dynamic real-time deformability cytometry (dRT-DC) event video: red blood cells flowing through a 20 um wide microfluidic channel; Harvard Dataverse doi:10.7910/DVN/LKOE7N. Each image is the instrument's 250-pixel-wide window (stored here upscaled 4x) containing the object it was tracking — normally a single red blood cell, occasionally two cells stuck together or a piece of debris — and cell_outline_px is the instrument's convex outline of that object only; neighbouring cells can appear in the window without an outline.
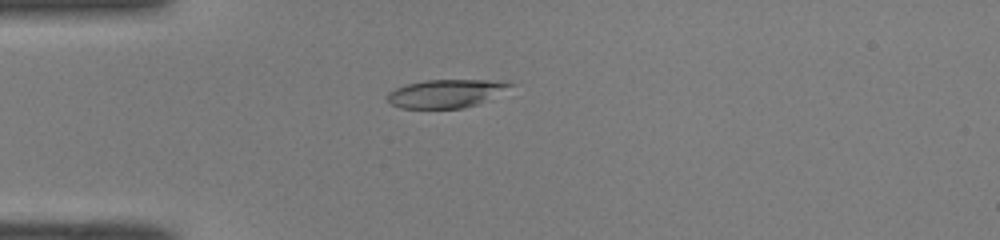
{"species": "common noctule bat (a hibernating species)", "species_latin": "Nyctalus noctula", "temperature_condition": "room temperature", "stored_images_in_passage": 43, "camera_frame_rate_fps": 3000, "um_per_image_px": 0.085, "animal": {"sex": "male", "body_mass_g": 19.0, "forearm_length_mm": 50.8}, "frame": {"image": 1, "passage_image": 7, "time_ms": 2.0, "image_size_px": [1000, 240], "cell_outline_px": [[516, 84], [476, 104], [464, 108], [400, 108], [392, 104], [388, 100], [388, 92], [396, 88], [408, 84], [424, 80], [488, 80]], "centroid_in_image_um": [37.83, 7.95], "position_along_channel_um": 47.2, "area_um2": 19.65}}
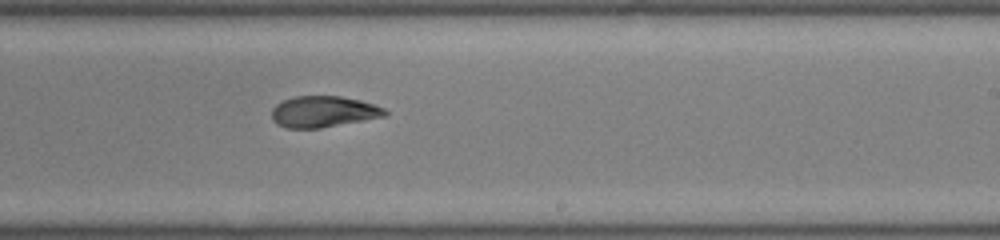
{"frame": {"image": 2, "passage_image": 24, "time_ms": 7.667, "image_size_px": [1000, 240], "cell_outline_px": [[388, 112], [384, 116], [320, 128], [288, 128], [276, 124], [272, 120], [272, 108], [276, 104], [292, 96], [340, 96], [360, 100], [384, 108]], "centroid_in_image_um": [27.44, 9.49], "position_along_channel_um": 261.6, "area_um2": 20.46}}
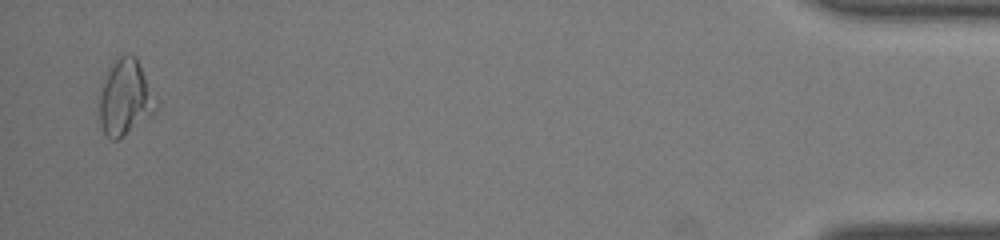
{"frame": {"image": 3, "passage_image": 42, "time_ms": 13.667, "image_size_px": [1000, 240], "cell_outline_px": [[160, 108], [156, 112], [116, 140], [112, 140], [104, 132], [100, 120], [100, 92], [112, 60], [128, 52], [136, 56], [160, 100]], "centroid_in_image_um": [10.73, 8.24], "position_along_channel_um": 424.5, "area_um2": 25.43}, "authors_computed_cell_mechanics": {"area_um2": 21.097, "velocity_mm_per_s": 4.0908, "shape_relaxation_time_tau1_ms": null, "shape_relaxation_time_tau2_ms": 1.9891, "deformation_change_tau1": null, "deformation_change_tau2": 0.055}}